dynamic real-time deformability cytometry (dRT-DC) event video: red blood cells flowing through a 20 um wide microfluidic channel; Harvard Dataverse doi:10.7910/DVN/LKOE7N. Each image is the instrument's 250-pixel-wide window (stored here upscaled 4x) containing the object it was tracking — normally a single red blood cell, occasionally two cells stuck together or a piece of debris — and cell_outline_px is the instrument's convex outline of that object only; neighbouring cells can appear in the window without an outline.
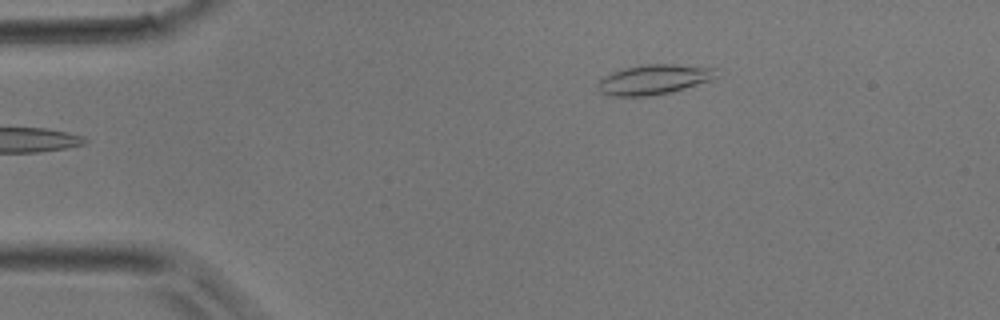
{"species": "common noctule bat (a hibernating species)", "species_latin": "Nyctalus noctula", "temperature_condition": "room temperature", "stored_images_in_passage": 3, "camera_frame_rate_fps": 3000, "um_per_image_px": 0.085, "animal": {"sex": "male", "body_mass_g": 17.9}, "frame": {"image": 1, "passage_image": 3, "time_ms": 2.333, "image_size_px": [1000, 320], "cell_outline_px": [[720, 76], [672, 92], [648, 96], [608, 96], [600, 92], [600, 80], [604, 76], [612, 72], [624, 68], [640, 64], [676, 64], [720, 68]], "centroid_in_image_um": [55.64, 6.74], "position_along_channel_um": 29.4, "area_um2": 20.75}}